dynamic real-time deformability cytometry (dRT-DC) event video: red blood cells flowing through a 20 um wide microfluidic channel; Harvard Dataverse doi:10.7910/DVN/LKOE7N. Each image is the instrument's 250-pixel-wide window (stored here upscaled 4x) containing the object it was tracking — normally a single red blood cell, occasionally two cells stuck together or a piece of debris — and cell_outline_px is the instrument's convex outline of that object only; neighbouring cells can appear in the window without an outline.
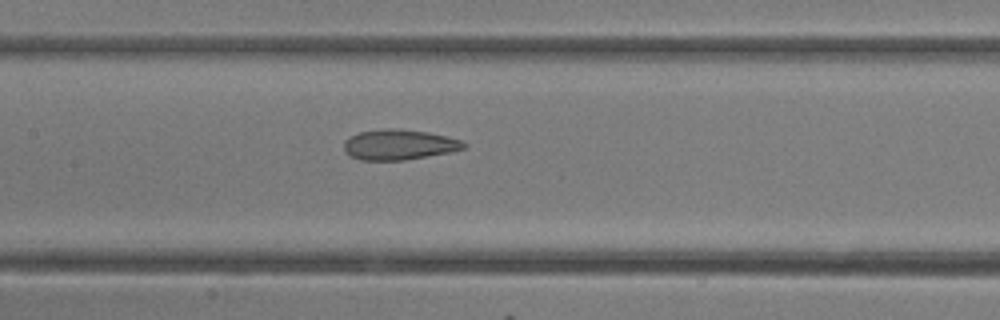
{"species": "common noctule bat (a hibernating species)", "species_latin": "Nyctalus noctula", "temperature_condition": "room temperature", "stored_images_in_passage": 15, "camera_frame_rate_fps": 3000, "um_per_image_px": 0.085, "animal": {"sex": "female"}, "frame": {"image": 1, "passage_image": 11, "time_ms": 3.333, "image_size_px": [1000, 320], "cell_outline_px": [[468, 144], [464, 148], [448, 152], [404, 160], [360, 160], [348, 156], [344, 152], [344, 140], [360, 132], [384, 128], [400, 128], [428, 132], [464, 140]], "centroid_in_image_um": [33.9, 12.29], "position_along_channel_um": 173.5, "area_um2": 21.33}}
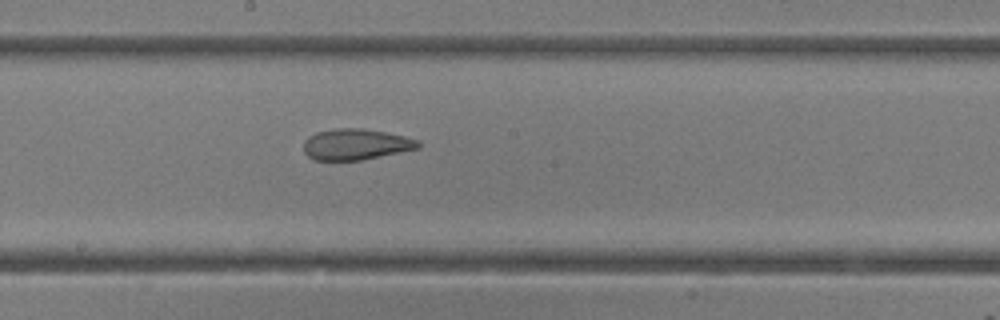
{"frame": {"image": 2, "passage_image": 13, "time_ms": 4.0, "image_size_px": [1000, 320], "cell_outline_px": [[420, 148], [360, 160], [312, 160], [304, 152], [304, 140], [308, 136], [316, 132], [336, 128], [364, 128], [404, 136], [420, 140]], "centroid_in_image_um": [30.23, 12.26], "position_along_channel_um": 218.0, "area_um2": 20.75}}
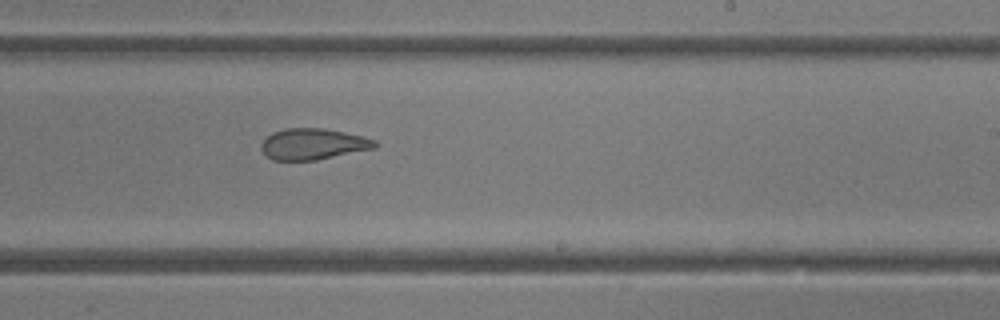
{"frame": {"image": 3, "passage_image": 15, "time_ms": 4.667, "image_size_px": [1000, 320], "cell_outline_px": [[380, 144], [376, 148], [316, 160], [272, 160], [260, 148], [260, 144], [272, 132], [284, 128], [324, 128], [344, 132], [376, 140]], "centroid_in_image_um": [26.62, 12.24], "position_along_channel_um": 262.4, "area_um2": 20.63}}